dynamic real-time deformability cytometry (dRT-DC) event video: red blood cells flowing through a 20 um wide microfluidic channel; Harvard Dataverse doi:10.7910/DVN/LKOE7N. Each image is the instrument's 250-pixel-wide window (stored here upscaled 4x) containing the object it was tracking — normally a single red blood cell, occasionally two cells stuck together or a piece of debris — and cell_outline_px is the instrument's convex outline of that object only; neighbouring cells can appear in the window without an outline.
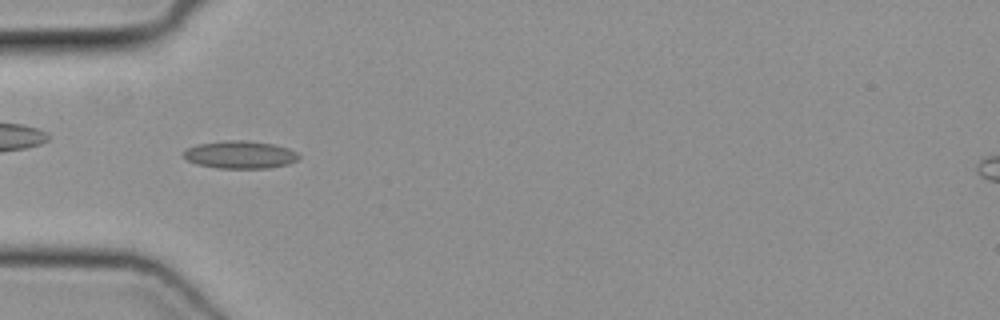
{"species": "common noctule bat (a hibernating species)", "species_latin": "Nyctalus noctula", "temperature_condition": "cold", "stored_images_in_passage": 48, "camera_frame_rate_fps": 3000, "um_per_image_px": 0.085, "animal": {"sex": "female", "body_mass_g": 19.3, "forearm_length_mm": 54.1}, "frame": {"image": 1, "passage_image": 14, "time_ms": 4.333, "image_size_px": [1000, 320], "cell_outline_px": [[300, 156], [296, 160], [288, 164], [268, 168], [216, 168], [196, 164], [188, 160], [184, 156], [184, 152], [188, 148], [196, 144], [228, 140], [244, 140], [272, 144], [288, 148], [296, 152]], "centroid_in_image_um": [20.4, 13.15], "position_along_channel_um": 64.6, "area_um2": 18.44}}
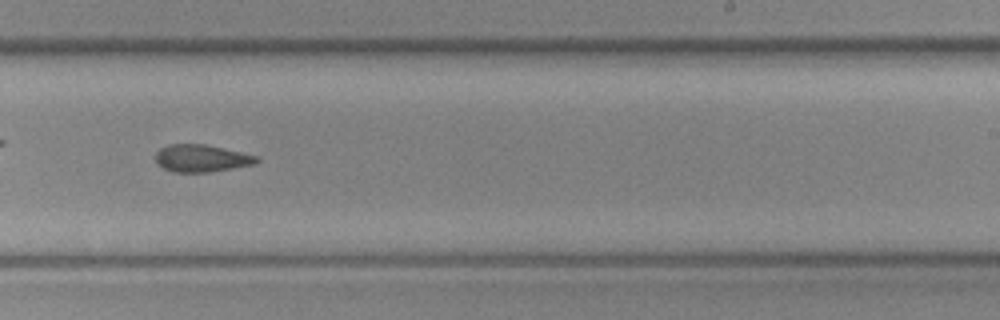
{"frame": {"image": 2, "passage_image": 29, "time_ms": 9.333, "image_size_px": [1000, 320], "cell_outline_px": [[260, 160], [256, 164], [212, 172], [172, 172], [156, 164], [156, 152], [160, 148], [168, 144], [204, 144], [260, 156]], "centroid_in_image_um": [17.15, 13.46], "position_along_channel_um": 271.9, "area_um2": 16.3}}
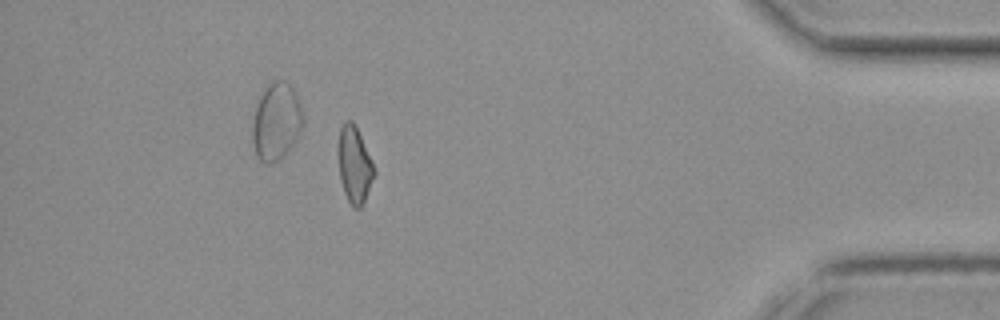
{"frame": {"image": 3, "passage_image": 42, "time_ms": 13.667, "image_size_px": [1000, 320], "cell_outline_px": [[376, 172], [364, 204], [360, 208], [352, 208], [344, 192], [340, 180], [336, 152], [340, 128], [344, 120], [352, 120], [372, 160]], "centroid_in_image_um": [30.1, 14.03], "position_along_channel_um": 405.1, "area_um2": 16.42}}